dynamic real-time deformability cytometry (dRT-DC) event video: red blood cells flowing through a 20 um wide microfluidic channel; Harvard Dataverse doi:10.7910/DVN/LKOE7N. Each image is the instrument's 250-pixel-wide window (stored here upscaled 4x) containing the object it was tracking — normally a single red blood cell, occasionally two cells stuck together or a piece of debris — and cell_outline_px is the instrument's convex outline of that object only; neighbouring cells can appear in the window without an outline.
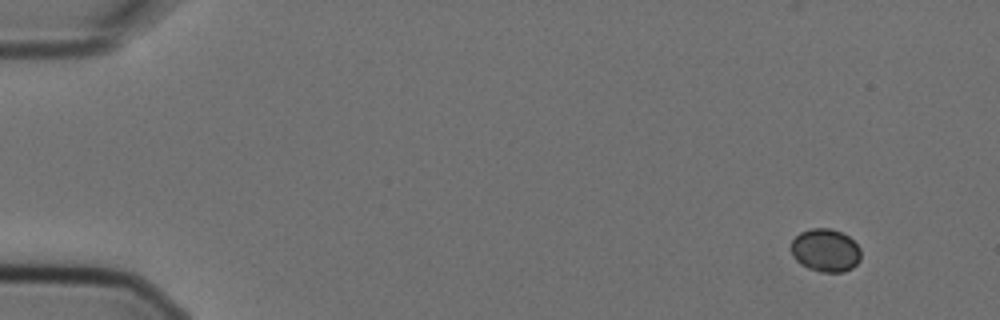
{"species": "Egyptian fruit bat (a non-hibernating species)", "species_latin": "Rousettus aegyptiacus", "temperature_condition": "cold", "stored_images_in_passage": 4, "camera_frame_rate_fps": 3000, "um_per_image_px": 0.085, "animal": {"sex": "female"}, "frame": {"image": 1, "passage_image": 1, "time_ms": 0.0, "image_size_px": [1000, 320], "cell_outline_px": [[860, 260], [852, 268], [844, 272], [820, 272], [808, 268], [800, 264], [796, 260], [792, 252], [792, 240], [800, 232], [812, 228], [832, 228], [848, 236], [860, 248]], "centroid_in_image_um": [70.17, 21.28], "position_along_channel_um": 14.8, "area_um2": 17.46}}
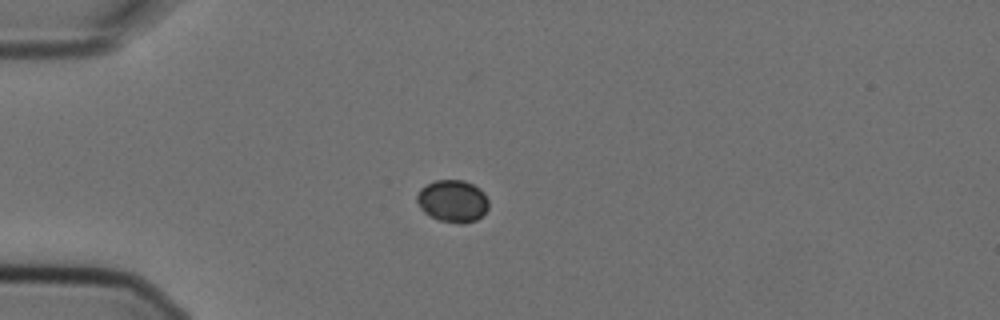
{"frame": {"image": 2, "passage_image": 4, "time_ms": 1.0, "image_size_px": [1000, 320], "cell_outline_px": [[488, 208], [476, 220], [464, 224], [460, 224], [440, 220], [424, 212], [420, 208], [416, 200], [416, 196], [420, 188], [436, 180], [464, 180], [480, 188], [484, 192], [488, 200]], "centroid_in_image_um": [38.48, 17.08], "position_along_channel_um": 46.5, "area_um2": 17.63}}